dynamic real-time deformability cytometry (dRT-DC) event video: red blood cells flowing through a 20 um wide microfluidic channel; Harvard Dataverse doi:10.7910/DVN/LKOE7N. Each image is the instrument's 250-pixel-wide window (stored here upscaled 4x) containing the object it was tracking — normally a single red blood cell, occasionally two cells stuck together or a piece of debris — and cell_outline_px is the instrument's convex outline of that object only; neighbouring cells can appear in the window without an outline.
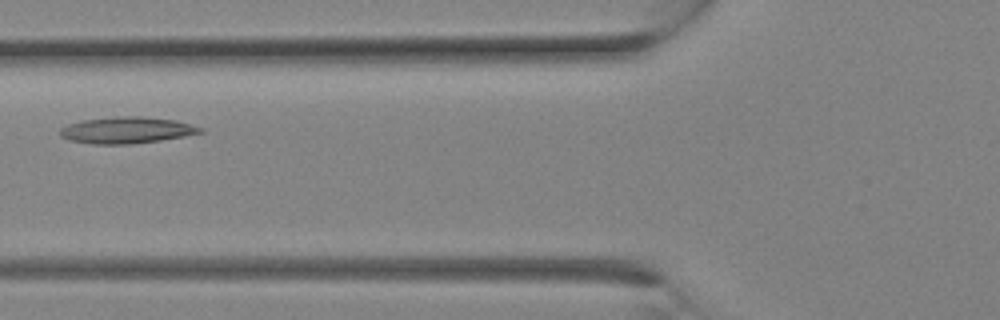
{"species": "Egyptian fruit bat (a non-hibernating species)", "species_latin": "Rousettus aegyptiacus", "temperature_condition": "room temperature", "stored_images_in_passage": 6, "camera_frame_rate_fps": 3000, "um_per_image_px": 0.085, "animal": {"sex": "female"}, "frame": {"image": 1, "passage_image": 5, "time_ms": 1.333, "image_size_px": [1000, 320], "cell_outline_px": [[204, 132], [184, 136], [160, 140], [128, 144], [92, 144], [68, 140], [60, 136], [60, 128], [68, 124], [80, 120], [112, 116], [140, 116], [176, 120], [204, 128]], "centroid_in_image_um": [10.74, 11.05], "position_along_channel_um": 115.1, "area_um2": 21.79}}